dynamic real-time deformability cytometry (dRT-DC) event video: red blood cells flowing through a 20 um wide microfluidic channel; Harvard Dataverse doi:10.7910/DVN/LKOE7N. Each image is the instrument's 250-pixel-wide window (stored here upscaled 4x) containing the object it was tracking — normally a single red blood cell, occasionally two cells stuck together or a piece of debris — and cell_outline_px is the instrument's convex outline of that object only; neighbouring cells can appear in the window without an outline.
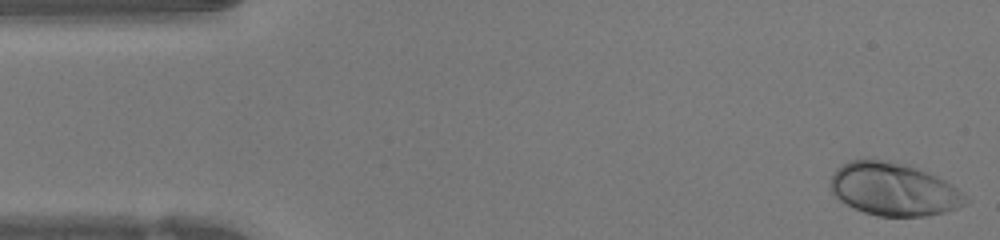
{"species": "human", "species_latin": "Homo sapiens", "temperature_condition": "warm", "stored_images_in_passage": 47, "camera_frame_rate_fps": 3000, "um_per_image_px": 0.085, "donor": {"sex": "female"}, "frame": {"image": 1, "passage_image": 1, "time_ms": 0.0, "image_size_px": [1000, 240], "cell_outline_px": [[972, 200], [956, 208], [944, 212], [924, 216], [880, 216], [864, 212], [840, 200], [832, 192], [832, 176], [836, 168], [848, 160], [868, 156], [872, 156], [908, 164], [936, 176], [952, 184], [968, 196]], "centroid_in_image_um": [75.97, 16.04], "position_along_channel_um": 9.0, "area_um2": 42.14}}
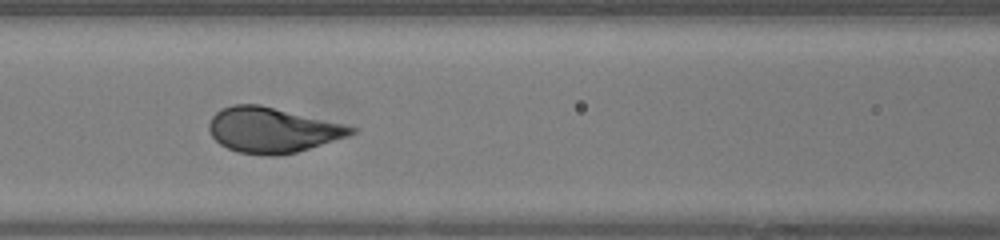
{"frame": {"image": 2, "passage_image": 19, "time_ms": 6.0, "image_size_px": [1000, 240], "cell_outline_px": [[356, 132], [348, 136], [296, 152], [276, 156], [268, 156], [240, 152], [228, 148], [220, 144], [212, 136], [208, 128], [208, 124], [212, 116], [220, 108], [232, 104], [260, 104], [344, 124], [356, 128]], "centroid_in_image_um": [23.11, 11.04], "position_along_channel_um": 143.5, "area_um2": 37.34}}
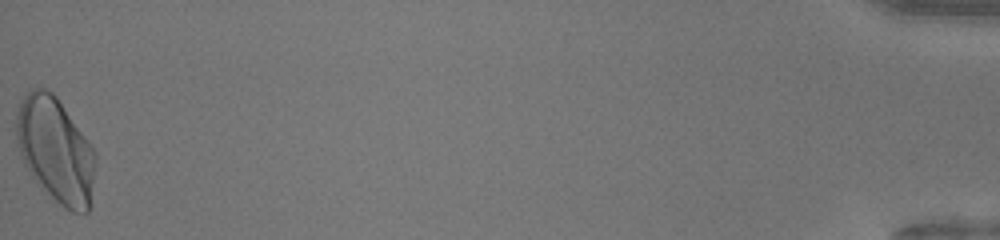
{"frame": {"image": 3, "passage_image": 47, "time_ms": 15.333, "image_size_px": [1000, 240], "cell_outline_px": [[96, 164], [88, 212], [72, 212], [64, 208], [40, 188], [24, 164], [20, 156], [16, 140], [16, 108], [20, 100], [32, 88], [44, 88], [52, 92], [56, 96], [88, 140], [96, 152]], "centroid_in_image_um": [4.7, 12.75], "position_along_channel_um": 430.5, "area_um2": 48.67}, "authors_computed_cell_mechanics": {"area_um2": 37.9746, "velocity_mm_per_s": 4.2475, "shape_relaxation_time_tau1_ms": 2.233, "shape_relaxation_time_tau2_ms": null, "deformation_change_tau1": 0.1781, "deformation_change_tau2": null}}